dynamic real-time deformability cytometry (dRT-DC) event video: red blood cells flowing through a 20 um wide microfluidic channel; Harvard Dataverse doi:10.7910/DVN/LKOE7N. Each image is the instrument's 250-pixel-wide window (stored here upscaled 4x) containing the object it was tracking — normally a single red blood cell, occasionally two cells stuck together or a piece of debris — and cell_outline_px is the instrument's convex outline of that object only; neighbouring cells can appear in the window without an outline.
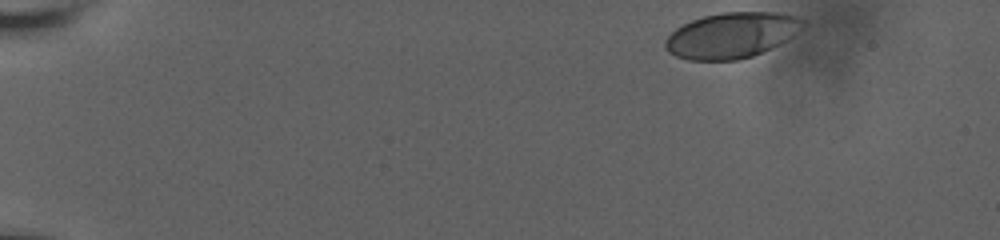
{"species": "human", "species_latin": "Homo sapiens", "temperature_condition": "room temperature", "stored_images_in_passage": 9, "camera_frame_rate_fps": 3000, "um_per_image_px": 0.085, "donor": {"sex": "male"}, "frame": {"image": 1, "passage_image": 1, "time_ms": 0.0, "image_size_px": [1000, 240], "cell_outline_px": [[808, 24], [804, 28], [780, 44], [752, 56], [736, 60], [688, 60], [676, 56], [668, 52], [664, 48], [664, 40], [676, 28], [692, 20], [704, 16], [720, 12], [780, 12], [800, 16], [808, 20]], "centroid_in_image_um": [62.24, 2.98], "position_along_channel_um": 22.8, "area_um2": 37.05}}
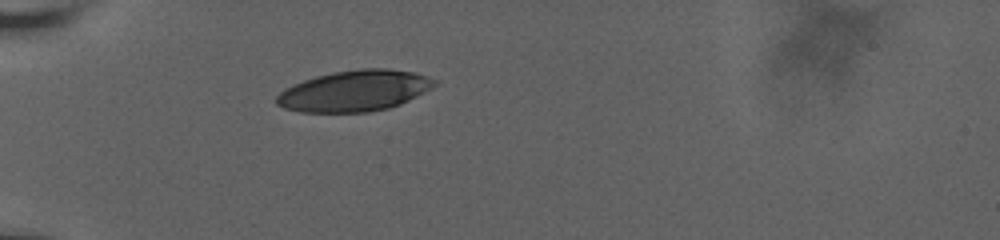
{"frame": {"image": 2, "passage_image": 7, "time_ms": 4.0, "image_size_px": [1000, 240], "cell_outline_px": [[436, 84], [424, 92], [400, 104], [388, 108], [368, 112], [300, 112], [284, 108], [276, 104], [276, 96], [284, 88], [292, 84], [316, 76], [332, 72], [360, 68], [388, 68], [412, 72], [436, 80]], "centroid_in_image_um": [30.08, 7.72], "position_along_channel_um": 54.9, "area_um2": 37.63}}
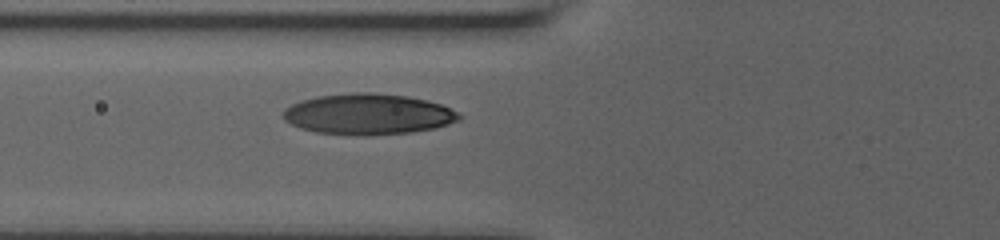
{"frame": {"image": 3, "passage_image": 9, "time_ms": 5.667, "image_size_px": [1000, 240], "cell_outline_px": [[460, 120], [448, 124], [432, 128], [412, 132], [368, 136], [316, 132], [300, 128], [284, 120], [280, 116], [284, 108], [300, 100], [316, 96], [356, 92], [372, 92], [408, 96], [428, 100], [440, 104], [460, 112]], "centroid_in_image_um": [31.26, 9.7], "position_along_channel_um": 94.5, "area_um2": 42.19}}